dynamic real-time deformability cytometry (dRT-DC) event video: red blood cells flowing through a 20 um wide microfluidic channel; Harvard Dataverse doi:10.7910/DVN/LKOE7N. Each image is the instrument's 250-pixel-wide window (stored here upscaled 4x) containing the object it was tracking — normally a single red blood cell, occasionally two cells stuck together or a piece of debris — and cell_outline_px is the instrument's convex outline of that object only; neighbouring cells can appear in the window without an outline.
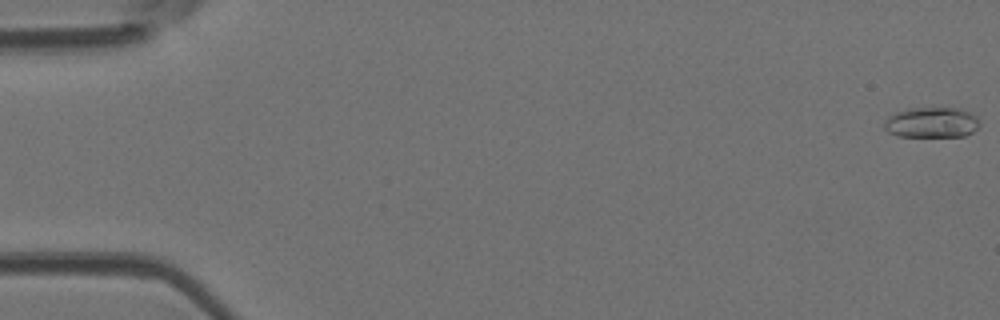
{"species": "Egyptian fruit bat (a non-hibernating species)", "species_latin": "Rousettus aegyptiacus", "temperature_condition": "room temperature", "stored_images_in_passage": 51, "camera_frame_rate_fps": 3000, "um_per_image_px": 0.085, "animal": {"sex": "female"}, "frame": {"image": 1, "passage_image": 1, "time_ms": 0.0, "image_size_px": [1000, 320], "cell_outline_px": [[980, 124], [972, 132], [964, 136], [900, 136], [888, 132], [884, 128], [884, 120], [888, 116], [896, 112], [908, 108], [956, 108], [968, 112], [976, 116], [980, 120]], "centroid_in_image_um": [79.17, 10.41], "position_along_channel_um": 5.8, "area_um2": 16.88}}
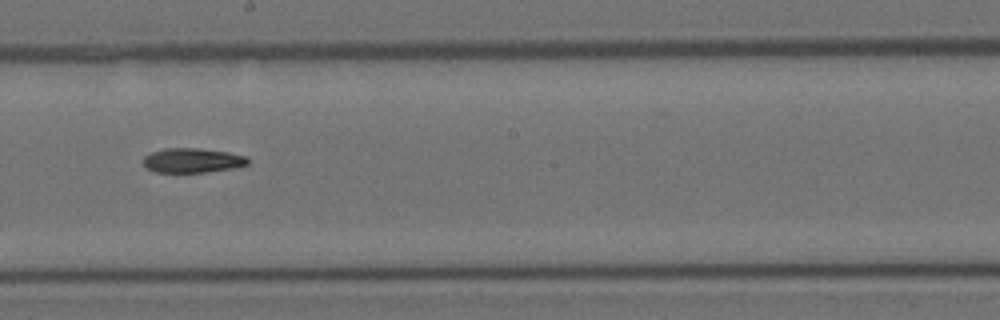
{"frame": {"image": 2, "passage_image": 29, "time_ms": 9.333, "image_size_px": [1000, 320], "cell_outline_px": [[248, 164], [240, 168], [204, 172], [156, 172], [148, 168], [144, 164], [144, 156], [152, 152], [164, 148], [196, 148], [228, 152], [248, 156]], "centroid_in_image_um": [16.42, 13.63], "position_along_channel_um": 231.8, "area_um2": 15.03}}
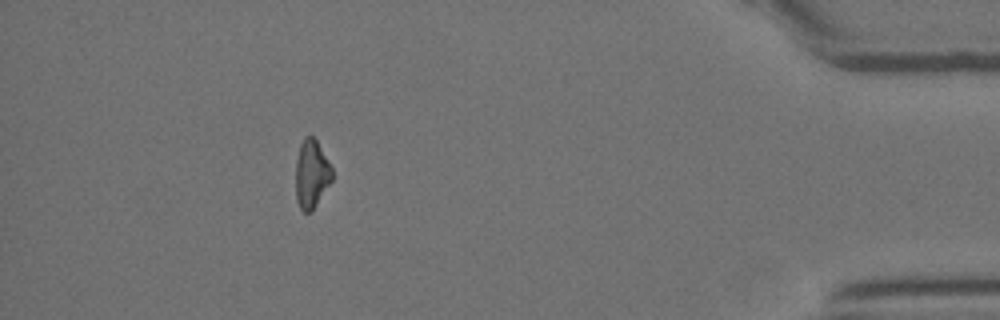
{"frame": {"image": 3, "passage_image": 46, "time_ms": 15.0, "image_size_px": [1000, 320], "cell_outline_px": [[332, 180], [312, 212], [304, 212], [300, 208], [296, 200], [296, 160], [300, 144], [304, 136], [312, 136], [316, 140], [328, 160], [332, 168]], "centroid_in_image_um": [26.47, 14.8], "position_along_channel_um": 408.7, "area_um2": 14.51}}